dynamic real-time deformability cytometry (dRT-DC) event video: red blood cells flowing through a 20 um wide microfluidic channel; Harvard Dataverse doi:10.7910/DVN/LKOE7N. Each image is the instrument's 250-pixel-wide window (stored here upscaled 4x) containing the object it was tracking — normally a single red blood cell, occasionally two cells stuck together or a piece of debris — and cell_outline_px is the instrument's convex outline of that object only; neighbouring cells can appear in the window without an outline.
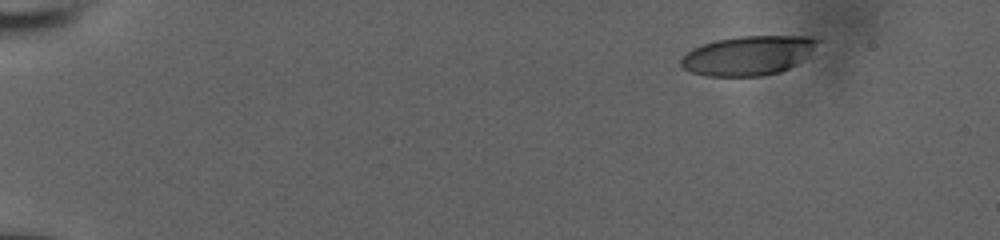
{"species": "human", "species_latin": "Homo sapiens", "temperature_condition": "room temperature", "stored_images_in_passage": 73, "camera_frame_rate_fps": 3000, "um_per_image_px": 0.085, "donor": {"sex": "male"}, "frame": {"image": 1, "passage_image": 1, "time_ms": 0.0, "image_size_px": [1000, 240], "cell_outline_px": [[824, 40], [796, 64], [780, 72], [760, 76], [704, 76], [692, 72], [684, 68], [680, 64], [680, 60], [692, 48], [716, 40], [740, 36], [812, 36]], "centroid_in_image_um": [63.62, 4.71], "position_along_channel_um": 21.4, "area_um2": 31.27}}
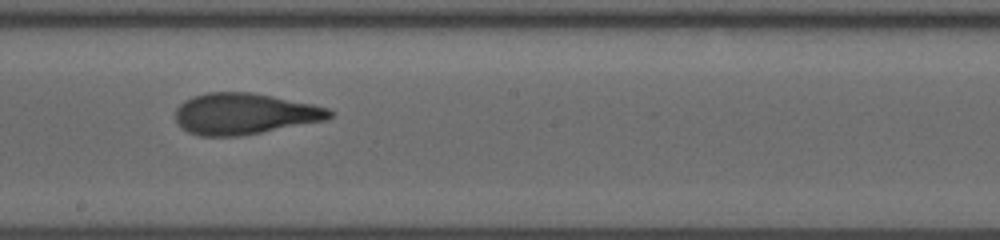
{"frame": {"image": 2, "passage_image": 39, "time_ms": 9.0, "image_size_px": [1000, 240], "cell_outline_px": [[332, 116], [328, 120], [240, 136], [200, 136], [188, 132], [176, 120], [176, 108], [184, 100], [208, 92], [248, 92], [272, 96], [312, 104], [328, 108], [332, 112]], "centroid_in_image_um": [20.79, 9.68], "position_along_channel_um": 227.4, "area_um2": 36.76}}
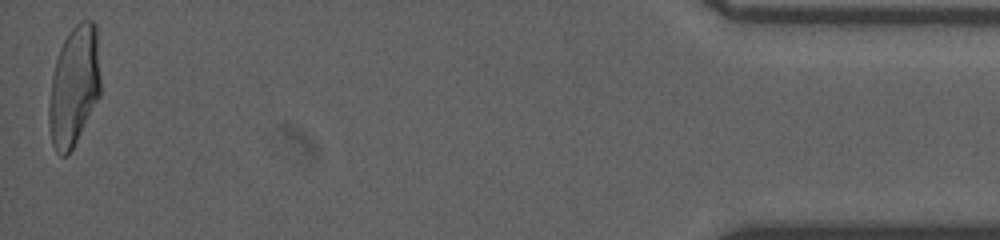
{"frame": {"image": 3, "passage_image": 73, "time_ms": 16.333, "image_size_px": [1000, 240], "cell_outline_px": [[100, 96], [72, 148], [64, 156], [60, 156], [56, 152], [52, 144], [48, 124], [48, 104], [52, 76], [56, 60], [60, 48], [68, 32], [80, 20], [92, 20], [96, 24], [100, 80]], "centroid_in_image_um": [6.28, 7.31], "position_along_channel_um": 428.9, "area_um2": 36.01}, "authors_computed_cell_mechanics": {"area_um2": 36.414, "velocity_mm_per_s": 3.8502, "shape_relaxation_time_tau1_ms": 7.9797, "shape_relaxation_time_tau2_ms": 1.2904, "deformation_change_tau1": 0.2611, "deformation_change_tau2": 0.1003}}